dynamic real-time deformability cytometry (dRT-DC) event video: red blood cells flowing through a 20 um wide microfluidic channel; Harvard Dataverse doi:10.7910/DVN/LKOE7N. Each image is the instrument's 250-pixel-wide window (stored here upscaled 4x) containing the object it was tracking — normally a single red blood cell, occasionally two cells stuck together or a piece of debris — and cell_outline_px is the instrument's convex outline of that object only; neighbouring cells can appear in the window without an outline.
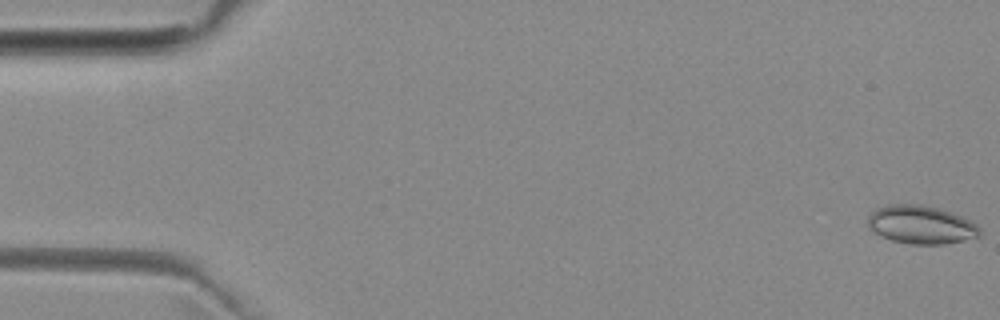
{"species": "common noctule bat (a hibernating species)", "species_latin": "Nyctalus noctula", "temperature_condition": "room temperature", "stored_images_in_passage": 5, "camera_frame_rate_fps": 3000, "um_per_image_px": 0.085, "animal": {"sex": "female", "body_mass_g": 29.2, "forearm_length_mm": 56.3}, "frame": {"image": 1, "passage_image": 1, "time_ms": 0.0, "image_size_px": [1000, 320], "cell_outline_px": [[980, 236], [964, 240], [944, 244], [912, 244], [892, 240], [880, 236], [872, 232], [868, 228], [868, 216], [876, 208], [896, 204], [920, 204], [936, 208], [964, 216], [976, 224], [980, 228]], "centroid_in_image_um": [78.28, 19.11], "position_along_channel_um": 6.7, "area_um2": 24.97}}
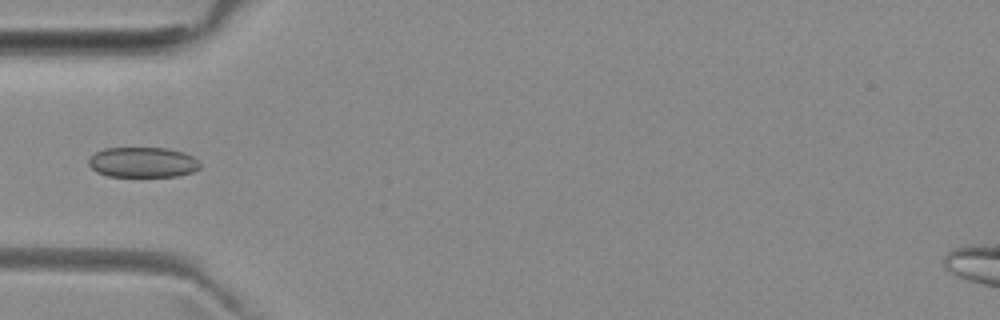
{"frame": {"image": 2, "passage_image": 4, "time_ms": 5.333, "image_size_px": [1000, 320], "cell_outline_px": [[200, 168], [192, 172], [176, 176], [108, 176], [96, 172], [88, 164], [88, 160], [96, 152], [104, 148], [168, 148], [184, 152], [192, 156], [200, 164]], "centroid_in_image_um": [12.13, 13.79], "position_along_channel_um": 72.9, "area_um2": 19.59}}
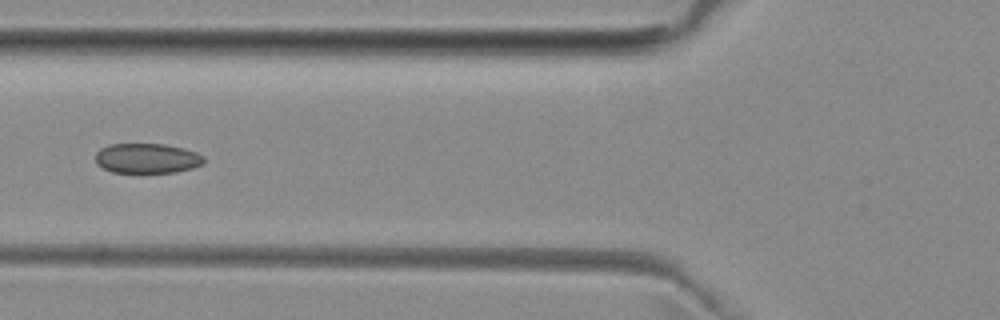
{"frame": {"image": 3, "passage_image": 5, "time_ms": 6.333, "image_size_px": [1000, 320], "cell_outline_px": [[204, 164], [192, 168], [176, 172], [112, 172], [96, 164], [96, 152], [100, 148], [108, 144], [164, 144], [184, 148], [196, 152], [204, 156]], "centroid_in_image_um": [12.5, 13.45], "position_along_channel_um": 113.3, "area_um2": 18.96}}